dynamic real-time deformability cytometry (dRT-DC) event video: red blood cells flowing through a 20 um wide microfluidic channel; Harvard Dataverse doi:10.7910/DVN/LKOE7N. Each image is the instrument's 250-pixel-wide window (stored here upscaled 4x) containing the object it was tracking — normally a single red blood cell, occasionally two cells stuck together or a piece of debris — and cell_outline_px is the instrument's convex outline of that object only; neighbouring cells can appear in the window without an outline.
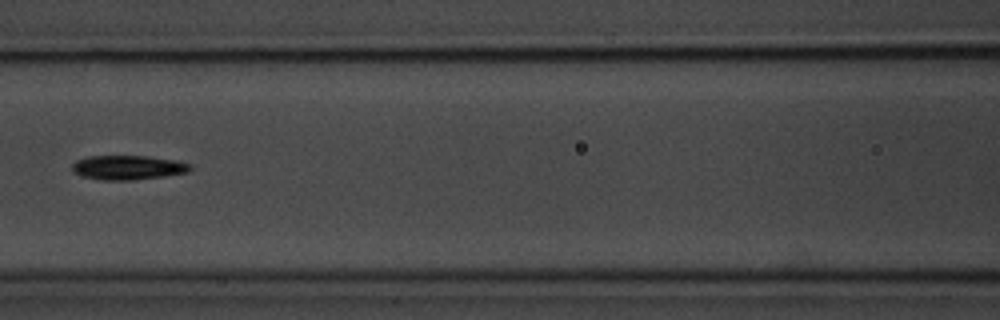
{"species": "common noctule bat (a hibernating species)", "species_latin": "Nyctalus noctula", "temperature_condition": "room temperature", "stored_images_in_passage": 12, "camera_frame_rate_fps": 3000, "um_per_image_px": 0.085, "animal": {"sex": "male", "body_mass_g": 20.1, "forearm_length_mm": 53.5}, "frame": {"image": 1, "passage_image": 3, "time_ms": 2.667, "image_size_px": [1000, 320], "cell_outline_px": [[192, 168], [188, 172], [164, 176], [132, 180], [100, 180], [80, 176], [72, 172], [72, 164], [76, 160], [88, 156], [144, 156], [172, 160], [188, 164]], "centroid_in_image_um": [10.79, 14.25], "position_along_channel_um": 155.8, "area_um2": 16.65}}
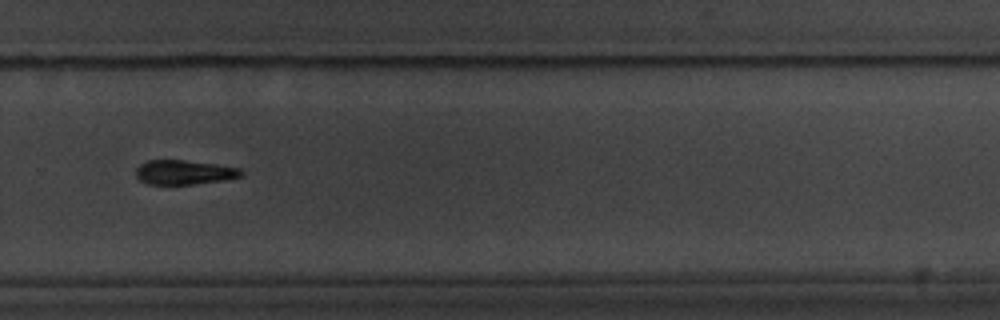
{"frame": {"image": 2, "passage_image": 7, "time_ms": 7.0, "image_size_px": [1000, 320], "cell_outline_px": [[244, 172], [240, 176], [224, 180], [192, 184], [148, 184], [140, 180], [136, 176], [136, 168], [140, 164], [148, 160], [184, 160], [216, 164], [240, 168]], "centroid_in_image_um": [15.64, 14.64], "position_along_channel_um": 314.2, "area_um2": 14.91}}
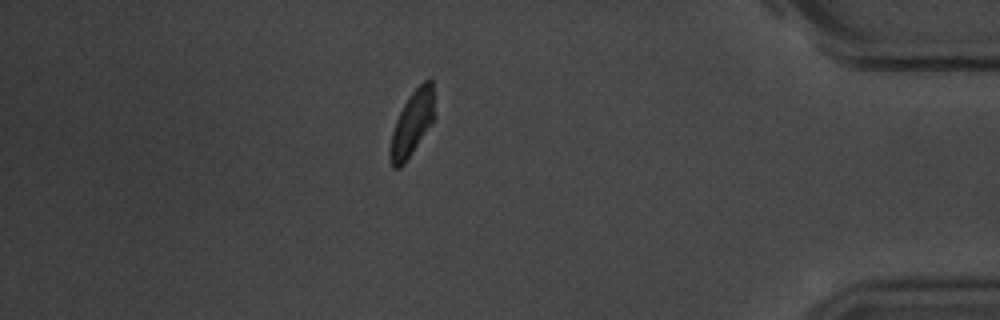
{"frame": {"image": 3, "passage_image": 12, "time_ms": 13.667, "image_size_px": [1000, 320], "cell_outline_px": [[432, 124], [404, 164], [400, 168], [392, 168], [388, 156], [388, 152], [392, 132], [396, 120], [404, 104], [412, 92], [424, 80], [432, 80]], "centroid_in_image_um": [34.97, 10.58], "position_along_channel_um": 400.2, "area_um2": 16.36}, "authors_computed_cell_mechanics": {"area_um2": 15.8661, "velocity_mm_per_s": 3.6575, "shape_relaxation_time_tau1_ms": 1.139, "shape_relaxation_time_tau2_ms": null, "deformation_change_tau1": 0.0944, "deformation_change_tau2": null}}